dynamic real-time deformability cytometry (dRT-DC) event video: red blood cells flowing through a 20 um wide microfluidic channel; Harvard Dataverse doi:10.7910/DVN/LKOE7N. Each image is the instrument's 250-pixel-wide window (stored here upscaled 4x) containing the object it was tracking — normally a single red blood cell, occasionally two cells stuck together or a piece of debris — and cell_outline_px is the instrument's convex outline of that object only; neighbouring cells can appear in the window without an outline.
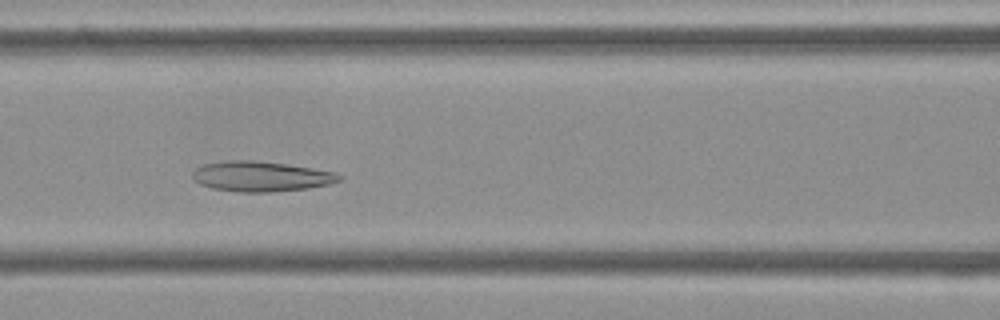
{"species": "Egyptian fruit bat (a non-hibernating species)", "species_latin": "Rousettus aegyptiacus", "temperature_condition": "cold", "stored_images_in_passage": 45, "camera_frame_rate_fps": 3000, "um_per_image_px": 0.085, "frame": {"image": 1, "passage_image": 14, "time_ms": 4.333, "image_size_px": [1000, 320], "cell_outline_px": [[344, 176], [340, 180], [328, 184], [308, 188], [272, 192], [240, 192], [212, 188], [200, 184], [192, 180], [192, 172], [196, 168], [204, 164], [228, 160], [256, 160], [312, 168], [336, 172]], "centroid_in_image_um": [22.17, 14.99], "position_along_channel_um": 144.4, "area_um2": 25.84}}
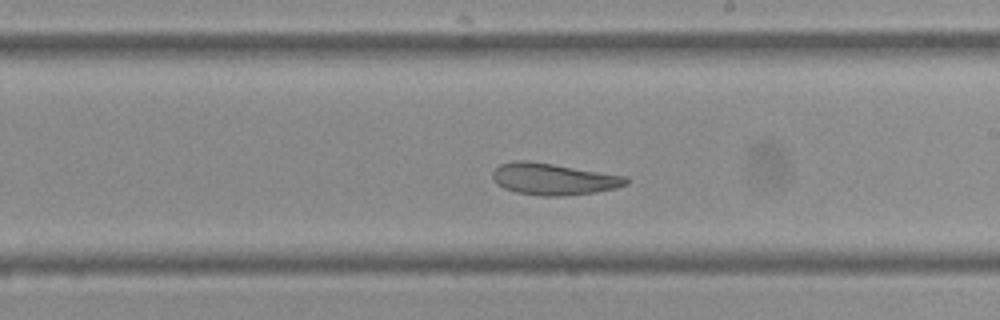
{"frame": {"image": 2, "passage_image": 22, "time_ms": 7.0, "image_size_px": [1000, 320], "cell_outline_px": [[628, 184], [616, 188], [596, 192], [560, 196], [540, 196], [516, 192], [504, 188], [496, 184], [492, 180], [492, 172], [500, 164], [516, 160], [524, 160], [552, 164], [628, 176]], "centroid_in_image_um": [47.04, 15.22], "position_along_channel_um": 242.0, "area_um2": 24.68}}
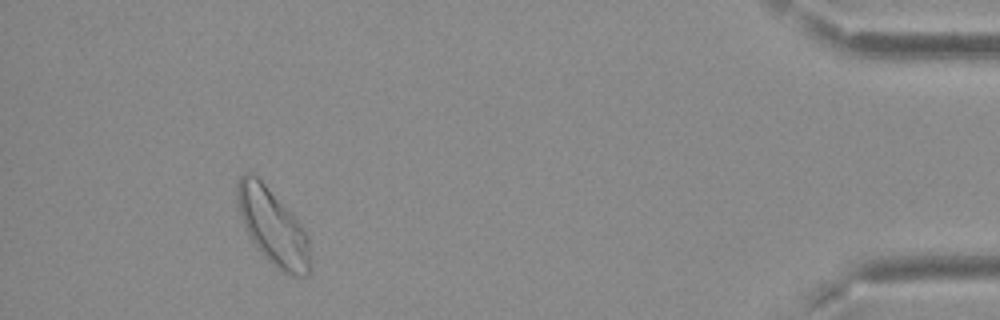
{"frame": {"image": 3, "passage_image": 41, "time_ms": 13.333, "image_size_px": [1000, 320], "cell_outline_px": [[312, 268], [308, 276], [288, 276], [280, 272], [264, 256], [252, 240], [236, 212], [236, 184], [240, 176], [244, 172], [248, 172], [256, 176], [296, 216], [308, 236], [312, 264]], "centroid_in_image_um": [23.2, 19.31], "position_along_channel_um": 412.0, "area_um2": 33.0}, "authors_computed_cell_mechanics": {"area_um2": 27.6284, "velocity_mm_per_s": 3.6681, "shape_relaxation_time_tau1_ms": null, "shape_relaxation_time_tau2_ms": 4.3196, "deformation_change_tau1": null, "deformation_change_tau2": 0.1262}}